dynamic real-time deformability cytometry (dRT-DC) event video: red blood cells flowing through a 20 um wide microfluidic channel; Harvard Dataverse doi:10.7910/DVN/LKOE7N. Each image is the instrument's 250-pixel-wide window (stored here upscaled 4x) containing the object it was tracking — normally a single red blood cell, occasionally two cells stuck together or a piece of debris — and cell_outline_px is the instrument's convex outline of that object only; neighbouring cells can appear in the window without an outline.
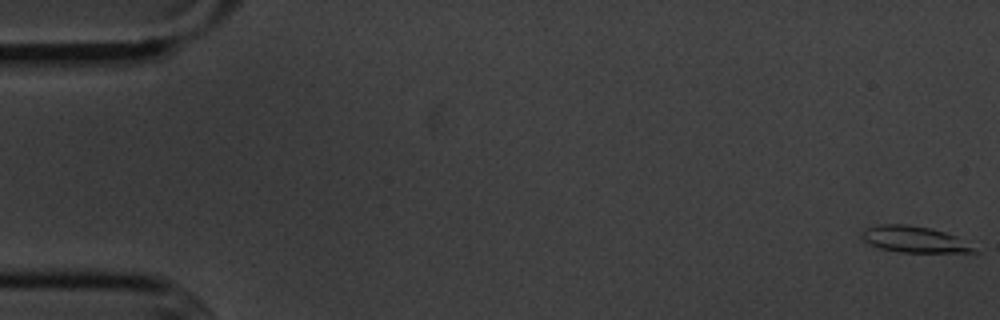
{"species": "common noctule bat (a hibernating species)", "species_latin": "Nyctalus noctula", "temperature_condition": "cold", "stored_images_in_passage": 55, "camera_frame_rate_fps": 3000, "um_per_image_px": 0.085, "animal": {"sex": "male", "body_mass_g": 20.1, "forearm_length_mm": 53.5}, "frame": {"image": 1, "passage_image": 1, "time_ms": 0.0, "image_size_px": [1000, 320], "cell_outline_px": [[976, 252], [900, 252], [880, 248], [860, 240], [860, 232], [864, 228], [880, 224], [908, 224], [928, 228], [944, 232], [956, 236], [972, 248]], "centroid_in_image_um": [77.56, 20.33], "position_along_channel_um": 7.4, "area_um2": 16.94}}
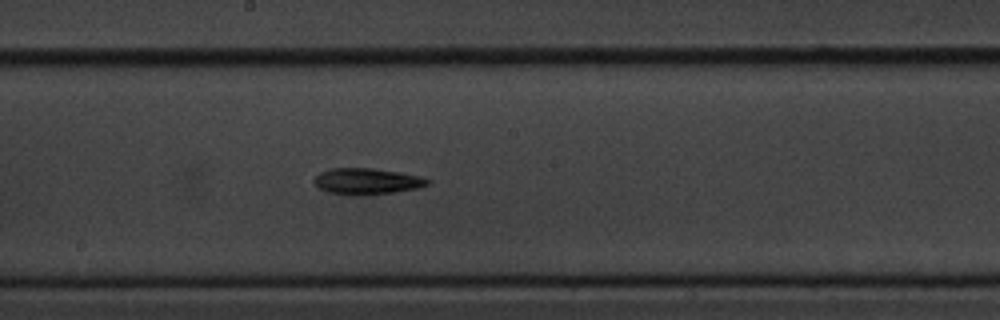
{"frame": {"image": 2, "passage_image": 30, "time_ms": 9.667, "image_size_px": [1000, 320], "cell_outline_px": [[432, 180], [428, 184], [416, 188], [396, 192], [368, 196], [352, 196], [332, 192], [320, 188], [312, 180], [320, 172], [332, 168], [372, 168], [400, 172], [420, 176]], "centroid_in_image_um": [31.21, 15.42], "position_along_channel_um": 217.0, "area_um2": 17.46}}
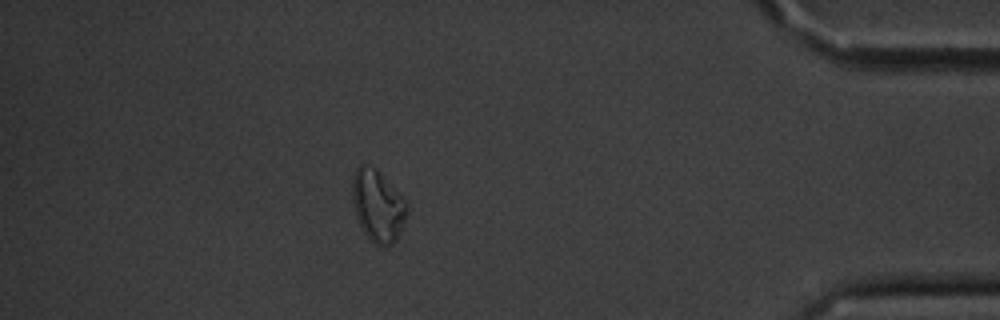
{"frame": {"image": 3, "passage_image": 49, "time_ms": 16.0, "image_size_px": [1000, 320], "cell_outline_px": [[408, 212], [400, 232], [396, 240], [392, 244], [376, 244], [364, 232], [360, 224], [352, 200], [352, 176], [356, 168], [360, 164], [364, 164], [376, 168], [408, 204]], "centroid_in_image_um": [32.11, 17.45], "position_along_channel_um": 403.1, "area_um2": 22.43}, "authors_computed_cell_mechanics": {"area_um2": 16.8198, "velocity_mm_per_s": 3.6105, "shape_relaxation_time_tau1_ms": 3.9381, "shape_relaxation_time_tau2_ms": null, "deformation_change_tau1": 0.1361, "deformation_change_tau2": null}}